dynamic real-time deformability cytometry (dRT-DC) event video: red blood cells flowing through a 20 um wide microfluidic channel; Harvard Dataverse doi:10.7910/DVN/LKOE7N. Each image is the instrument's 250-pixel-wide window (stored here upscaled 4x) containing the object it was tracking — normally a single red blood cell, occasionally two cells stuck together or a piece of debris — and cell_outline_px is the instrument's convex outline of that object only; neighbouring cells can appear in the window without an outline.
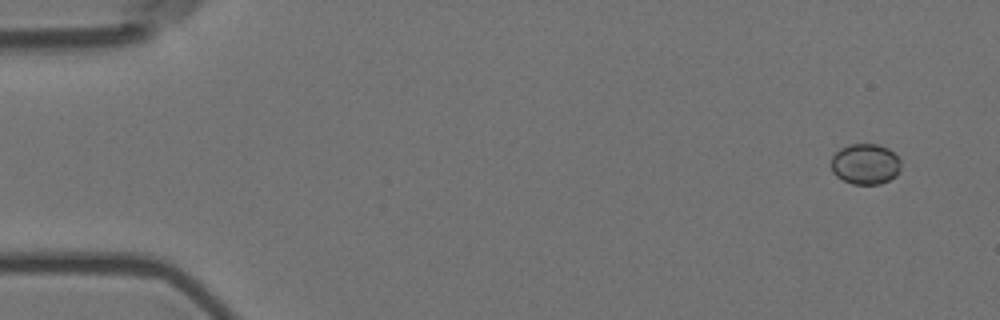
{"species": "Egyptian fruit bat (a non-hibernating species)", "species_latin": "Rousettus aegyptiacus", "temperature_condition": "room temperature", "stored_images_in_passage": 52, "camera_frame_rate_fps": 3000, "um_per_image_px": 0.085, "animal": {"sex": "female"}, "frame": {"image": 1, "passage_image": 1, "time_ms": 0.0, "image_size_px": [1000, 320], "cell_outline_px": [[900, 168], [896, 176], [880, 184], [852, 184], [836, 176], [832, 172], [832, 156], [840, 148], [848, 144], [880, 144], [888, 148], [900, 160]], "centroid_in_image_um": [73.55, 13.93], "position_along_channel_um": 11.5, "area_um2": 16.53}}
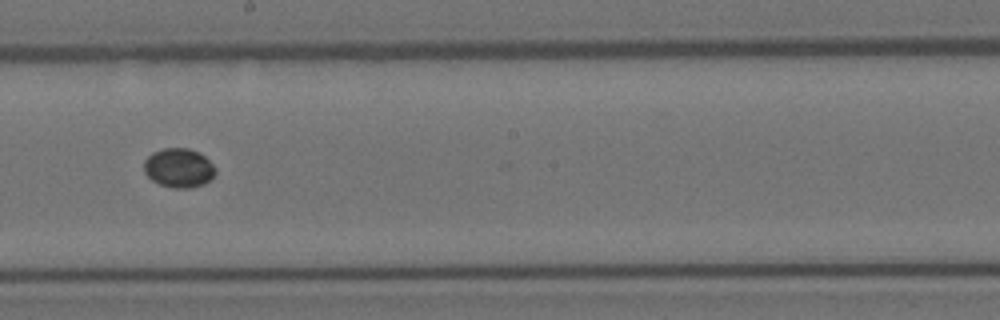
{"frame": {"image": 2, "passage_image": 30, "time_ms": 9.667, "image_size_px": [1000, 320], "cell_outline_px": [[216, 172], [204, 184], [192, 188], [172, 188], [160, 184], [152, 180], [144, 172], [144, 160], [152, 152], [164, 148], [188, 148], [200, 152], [216, 168]], "centroid_in_image_um": [15.19, 14.27], "position_along_channel_um": 233.0, "area_um2": 16.36}}
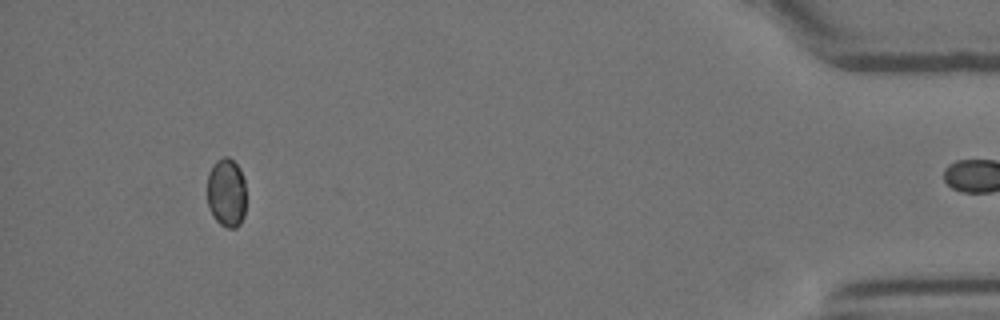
{"frame": {"image": 3, "passage_image": 51, "time_ms": 16.667, "image_size_px": [1000, 320], "cell_outline_px": [[244, 216], [240, 224], [236, 228], [228, 228], [220, 224], [212, 216], [208, 204], [208, 172], [216, 160], [224, 156], [228, 156], [240, 168], [244, 180]], "centroid_in_image_um": [19.24, 16.38], "position_along_channel_um": 416.0, "area_um2": 15.61}}